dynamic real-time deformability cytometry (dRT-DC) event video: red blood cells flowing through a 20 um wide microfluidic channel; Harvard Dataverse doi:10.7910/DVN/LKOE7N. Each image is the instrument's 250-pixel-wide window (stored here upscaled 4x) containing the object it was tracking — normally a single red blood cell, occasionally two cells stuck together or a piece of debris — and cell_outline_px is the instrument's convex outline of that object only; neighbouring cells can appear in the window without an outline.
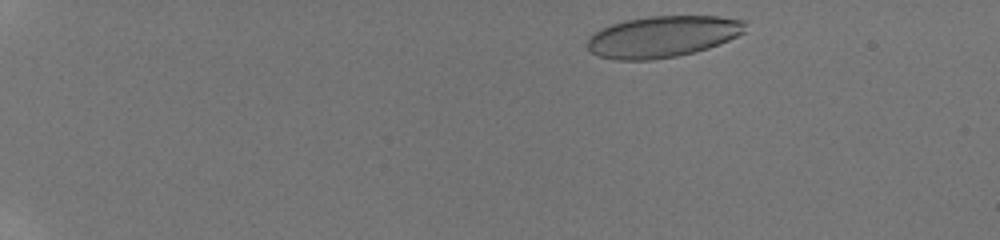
{"species": "human", "species_latin": "Homo sapiens", "temperature_condition": "room temperature", "stored_images_in_passage": 7, "camera_frame_rate_fps": 3000, "um_per_image_px": 0.085, "donor": {"sex": "male"}, "frame": {"image": 1, "passage_image": 1, "time_ms": 0.0, "image_size_px": [1000, 240], "cell_outline_px": [[744, 32], [728, 40], [708, 48], [676, 56], [652, 60], [616, 60], [600, 56], [592, 52], [588, 48], [588, 36], [600, 28], [612, 24], [628, 20], [648, 16], [720, 16], [744, 20]], "centroid_in_image_um": [56.29, 3.11], "position_along_channel_um": 28.7, "area_um2": 37.86}}
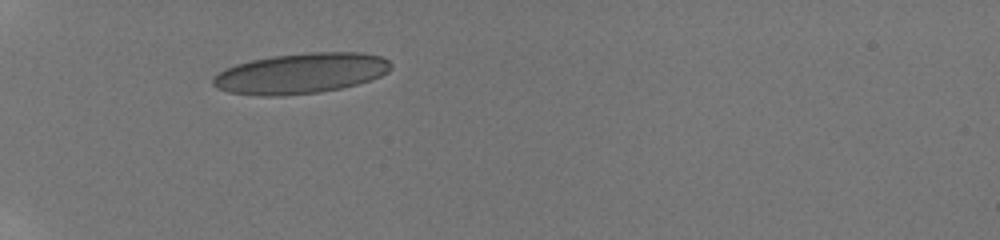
{"frame": {"image": 2, "passage_image": 4, "time_ms": 3.333, "image_size_px": [1000, 240], "cell_outline_px": [[392, 68], [388, 72], [380, 76], [356, 84], [340, 88], [320, 92], [280, 96], [260, 96], [228, 92], [216, 88], [212, 84], [212, 76], [224, 68], [236, 64], [252, 60], [272, 56], [312, 52], [360, 52], [380, 56], [388, 60], [392, 64]], "centroid_in_image_um": [25.53, 6.24], "position_along_channel_um": 59.5, "area_um2": 42.08}}
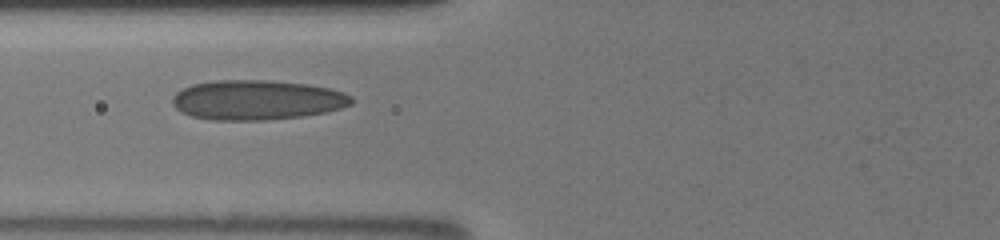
{"frame": {"image": 3, "passage_image": 6, "time_ms": 5.0, "image_size_px": [1000, 240], "cell_outline_px": [[352, 104], [340, 108], [324, 112], [304, 116], [264, 120], [212, 120], [192, 116], [176, 108], [172, 104], [172, 100], [176, 92], [192, 84], [216, 80], [272, 80], [304, 84], [328, 88], [344, 92], [352, 96]], "centroid_in_image_um": [21.84, 8.49], "position_along_channel_um": 104.0, "area_um2": 41.38}}